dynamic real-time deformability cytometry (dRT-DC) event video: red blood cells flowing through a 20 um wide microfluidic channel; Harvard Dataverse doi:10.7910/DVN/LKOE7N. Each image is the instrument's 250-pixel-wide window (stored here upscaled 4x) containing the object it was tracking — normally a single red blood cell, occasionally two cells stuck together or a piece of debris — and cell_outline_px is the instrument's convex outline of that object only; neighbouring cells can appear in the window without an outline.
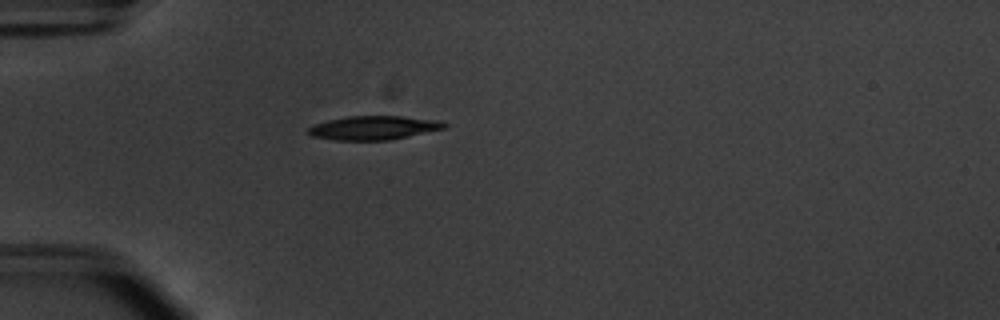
{"species": "common noctule bat (a hibernating species)", "species_latin": "Nyctalus noctula", "temperature_condition": "warm", "stored_images_in_passage": 47, "camera_frame_rate_fps": 3000, "um_per_image_px": 0.085, "animal": {"sex": "male", "body_mass_g": 20.1, "forearm_length_mm": 53.5}, "frame": {"image": 1, "passage_image": 9, "time_ms": 2.667, "image_size_px": [1000, 320], "cell_outline_px": [[448, 128], [388, 140], [336, 140], [312, 136], [308, 132], [308, 128], [316, 124], [328, 120], [348, 116], [404, 116], [440, 120], [448, 124]], "centroid_in_image_um": [31.83, 10.85], "position_along_channel_um": 53.2, "area_um2": 18.9}}
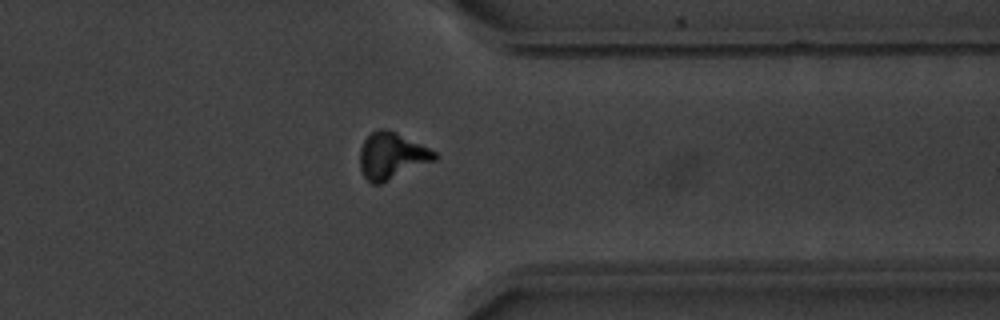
{"frame": {"image": 2, "passage_image": 36, "time_ms": 11.667, "image_size_px": [1000, 320], "cell_outline_px": [[436, 160], [380, 184], [372, 184], [364, 176], [360, 168], [360, 148], [364, 140], [372, 132], [380, 128], [388, 128], [436, 152]], "centroid_in_image_um": [33.27, 13.24], "position_along_channel_um": 378.1, "area_um2": 20.11}}
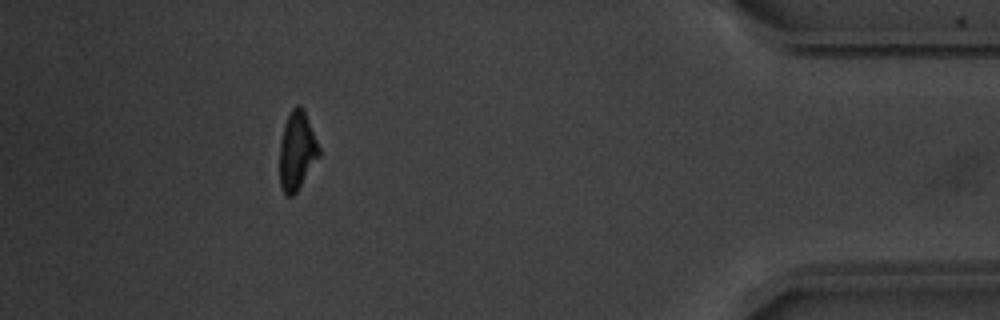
{"frame": {"image": 3, "passage_image": 42, "time_ms": 13.667, "image_size_px": [1000, 320], "cell_outline_px": [[320, 156], [296, 192], [292, 196], [284, 196], [280, 188], [280, 140], [284, 124], [292, 108], [296, 104], [300, 104], [304, 108], [320, 148]], "centroid_in_image_um": [25.24, 12.81], "position_along_channel_um": 410.0, "area_um2": 18.21}, "authors_computed_cell_mechanics": {"area_um2": 19.0162, "velocity_mm_per_s": 3.7819, "shape_relaxation_time_tau1_ms": 2.7948, "shape_relaxation_time_tau2_ms": 6.4745, "deformation_change_tau1": 0.152, "deformation_change_tau2": 0.1468}}